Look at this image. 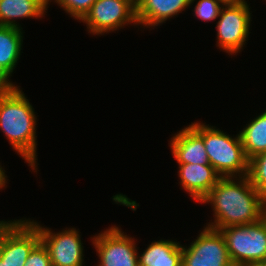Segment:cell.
<instances>
[{
	"mask_svg": "<svg viewBox=\"0 0 266 266\" xmlns=\"http://www.w3.org/2000/svg\"><path fill=\"white\" fill-rule=\"evenodd\" d=\"M200 203L211 204L214 221L206 227L215 230L253 224L266 217V198L252 185L248 175L221 177Z\"/></svg>",
	"mask_w": 266,
	"mask_h": 266,
	"instance_id": "cell-1",
	"label": "cell"
},
{
	"mask_svg": "<svg viewBox=\"0 0 266 266\" xmlns=\"http://www.w3.org/2000/svg\"><path fill=\"white\" fill-rule=\"evenodd\" d=\"M19 87L0 85V130L18 155L37 173V116Z\"/></svg>",
	"mask_w": 266,
	"mask_h": 266,
	"instance_id": "cell-2",
	"label": "cell"
},
{
	"mask_svg": "<svg viewBox=\"0 0 266 266\" xmlns=\"http://www.w3.org/2000/svg\"><path fill=\"white\" fill-rule=\"evenodd\" d=\"M189 125L203 138L209 163L221 177L248 175L249 160L244 153L240 134L233 138L202 122Z\"/></svg>",
	"mask_w": 266,
	"mask_h": 266,
	"instance_id": "cell-3",
	"label": "cell"
},
{
	"mask_svg": "<svg viewBox=\"0 0 266 266\" xmlns=\"http://www.w3.org/2000/svg\"><path fill=\"white\" fill-rule=\"evenodd\" d=\"M234 266L259 265L266 259V217L249 225L219 229Z\"/></svg>",
	"mask_w": 266,
	"mask_h": 266,
	"instance_id": "cell-4",
	"label": "cell"
},
{
	"mask_svg": "<svg viewBox=\"0 0 266 266\" xmlns=\"http://www.w3.org/2000/svg\"><path fill=\"white\" fill-rule=\"evenodd\" d=\"M24 219L0 221V259L7 265L24 266L41 241L38 228L30 219Z\"/></svg>",
	"mask_w": 266,
	"mask_h": 266,
	"instance_id": "cell-5",
	"label": "cell"
},
{
	"mask_svg": "<svg viewBox=\"0 0 266 266\" xmlns=\"http://www.w3.org/2000/svg\"><path fill=\"white\" fill-rule=\"evenodd\" d=\"M246 1L224 4L220 10L217 28V47L229 55L240 53L250 34L251 14Z\"/></svg>",
	"mask_w": 266,
	"mask_h": 266,
	"instance_id": "cell-6",
	"label": "cell"
},
{
	"mask_svg": "<svg viewBox=\"0 0 266 266\" xmlns=\"http://www.w3.org/2000/svg\"><path fill=\"white\" fill-rule=\"evenodd\" d=\"M80 22L92 35L109 34L131 23L138 26L136 7L127 0H96Z\"/></svg>",
	"mask_w": 266,
	"mask_h": 266,
	"instance_id": "cell-7",
	"label": "cell"
},
{
	"mask_svg": "<svg viewBox=\"0 0 266 266\" xmlns=\"http://www.w3.org/2000/svg\"><path fill=\"white\" fill-rule=\"evenodd\" d=\"M98 254L97 266H139L137 245L121 228H110L91 237Z\"/></svg>",
	"mask_w": 266,
	"mask_h": 266,
	"instance_id": "cell-8",
	"label": "cell"
},
{
	"mask_svg": "<svg viewBox=\"0 0 266 266\" xmlns=\"http://www.w3.org/2000/svg\"><path fill=\"white\" fill-rule=\"evenodd\" d=\"M187 247L182 246L181 266H234L219 230L204 227Z\"/></svg>",
	"mask_w": 266,
	"mask_h": 266,
	"instance_id": "cell-9",
	"label": "cell"
},
{
	"mask_svg": "<svg viewBox=\"0 0 266 266\" xmlns=\"http://www.w3.org/2000/svg\"><path fill=\"white\" fill-rule=\"evenodd\" d=\"M31 222L38 228L41 241L48 249L52 266H83L84 247L78 230L72 227L55 233L51 228H44L36 220Z\"/></svg>",
	"mask_w": 266,
	"mask_h": 266,
	"instance_id": "cell-10",
	"label": "cell"
},
{
	"mask_svg": "<svg viewBox=\"0 0 266 266\" xmlns=\"http://www.w3.org/2000/svg\"><path fill=\"white\" fill-rule=\"evenodd\" d=\"M178 165L179 183L190 197L199 203L221 178L211 164L188 163Z\"/></svg>",
	"mask_w": 266,
	"mask_h": 266,
	"instance_id": "cell-11",
	"label": "cell"
},
{
	"mask_svg": "<svg viewBox=\"0 0 266 266\" xmlns=\"http://www.w3.org/2000/svg\"><path fill=\"white\" fill-rule=\"evenodd\" d=\"M172 155L178 164H210L203 138L187 125L170 139Z\"/></svg>",
	"mask_w": 266,
	"mask_h": 266,
	"instance_id": "cell-12",
	"label": "cell"
},
{
	"mask_svg": "<svg viewBox=\"0 0 266 266\" xmlns=\"http://www.w3.org/2000/svg\"><path fill=\"white\" fill-rule=\"evenodd\" d=\"M190 5L191 0H140L136 7L138 26L143 25V28L160 26L171 17L188 9Z\"/></svg>",
	"mask_w": 266,
	"mask_h": 266,
	"instance_id": "cell-13",
	"label": "cell"
},
{
	"mask_svg": "<svg viewBox=\"0 0 266 266\" xmlns=\"http://www.w3.org/2000/svg\"><path fill=\"white\" fill-rule=\"evenodd\" d=\"M22 29L0 25V85H13L9 80L23 47Z\"/></svg>",
	"mask_w": 266,
	"mask_h": 266,
	"instance_id": "cell-14",
	"label": "cell"
},
{
	"mask_svg": "<svg viewBox=\"0 0 266 266\" xmlns=\"http://www.w3.org/2000/svg\"><path fill=\"white\" fill-rule=\"evenodd\" d=\"M48 7L41 0H0V25L23 29L16 20L41 19Z\"/></svg>",
	"mask_w": 266,
	"mask_h": 266,
	"instance_id": "cell-15",
	"label": "cell"
},
{
	"mask_svg": "<svg viewBox=\"0 0 266 266\" xmlns=\"http://www.w3.org/2000/svg\"><path fill=\"white\" fill-rule=\"evenodd\" d=\"M139 266H181L182 245L173 240L153 241L138 254Z\"/></svg>",
	"mask_w": 266,
	"mask_h": 266,
	"instance_id": "cell-16",
	"label": "cell"
},
{
	"mask_svg": "<svg viewBox=\"0 0 266 266\" xmlns=\"http://www.w3.org/2000/svg\"><path fill=\"white\" fill-rule=\"evenodd\" d=\"M248 160L266 152V110L239 131Z\"/></svg>",
	"mask_w": 266,
	"mask_h": 266,
	"instance_id": "cell-17",
	"label": "cell"
},
{
	"mask_svg": "<svg viewBox=\"0 0 266 266\" xmlns=\"http://www.w3.org/2000/svg\"><path fill=\"white\" fill-rule=\"evenodd\" d=\"M248 177L257 191L266 198V152L249 160Z\"/></svg>",
	"mask_w": 266,
	"mask_h": 266,
	"instance_id": "cell-18",
	"label": "cell"
},
{
	"mask_svg": "<svg viewBox=\"0 0 266 266\" xmlns=\"http://www.w3.org/2000/svg\"><path fill=\"white\" fill-rule=\"evenodd\" d=\"M194 1L191 0V5ZM223 5L221 0H198L193 14L202 21H215L219 17Z\"/></svg>",
	"mask_w": 266,
	"mask_h": 266,
	"instance_id": "cell-19",
	"label": "cell"
},
{
	"mask_svg": "<svg viewBox=\"0 0 266 266\" xmlns=\"http://www.w3.org/2000/svg\"><path fill=\"white\" fill-rule=\"evenodd\" d=\"M96 0H55L60 8L74 19L82 20Z\"/></svg>",
	"mask_w": 266,
	"mask_h": 266,
	"instance_id": "cell-20",
	"label": "cell"
},
{
	"mask_svg": "<svg viewBox=\"0 0 266 266\" xmlns=\"http://www.w3.org/2000/svg\"><path fill=\"white\" fill-rule=\"evenodd\" d=\"M24 266H52L48 249L42 241L32 249Z\"/></svg>",
	"mask_w": 266,
	"mask_h": 266,
	"instance_id": "cell-21",
	"label": "cell"
},
{
	"mask_svg": "<svg viewBox=\"0 0 266 266\" xmlns=\"http://www.w3.org/2000/svg\"><path fill=\"white\" fill-rule=\"evenodd\" d=\"M6 184H7V175L5 174L4 168L0 165V190L3 189V187H7Z\"/></svg>",
	"mask_w": 266,
	"mask_h": 266,
	"instance_id": "cell-22",
	"label": "cell"
},
{
	"mask_svg": "<svg viewBox=\"0 0 266 266\" xmlns=\"http://www.w3.org/2000/svg\"><path fill=\"white\" fill-rule=\"evenodd\" d=\"M224 4H228V3H240L243 2L245 0H221Z\"/></svg>",
	"mask_w": 266,
	"mask_h": 266,
	"instance_id": "cell-23",
	"label": "cell"
},
{
	"mask_svg": "<svg viewBox=\"0 0 266 266\" xmlns=\"http://www.w3.org/2000/svg\"><path fill=\"white\" fill-rule=\"evenodd\" d=\"M129 1L131 4H133L135 7H137L139 5L140 0H127Z\"/></svg>",
	"mask_w": 266,
	"mask_h": 266,
	"instance_id": "cell-24",
	"label": "cell"
},
{
	"mask_svg": "<svg viewBox=\"0 0 266 266\" xmlns=\"http://www.w3.org/2000/svg\"><path fill=\"white\" fill-rule=\"evenodd\" d=\"M43 3H45L47 6L50 2H52V0H41ZM55 1V0H54Z\"/></svg>",
	"mask_w": 266,
	"mask_h": 266,
	"instance_id": "cell-25",
	"label": "cell"
},
{
	"mask_svg": "<svg viewBox=\"0 0 266 266\" xmlns=\"http://www.w3.org/2000/svg\"><path fill=\"white\" fill-rule=\"evenodd\" d=\"M0 266H12V265H7V264H5L4 261H2V260L0 259Z\"/></svg>",
	"mask_w": 266,
	"mask_h": 266,
	"instance_id": "cell-26",
	"label": "cell"
},
{
	"mask_svg": "<svg viewBox=\"0 0 266 266\" xmlns=\"http://www.w3.org/2000/svg\"><path fill=\"white\" fill-rule=\"evenodd\" d=\"M259 265L260 266H266V259L264 261H262Z\"/></svg>",
	"mask_w": 266,
	"mask_h": 266,
	"instance_id": "cell-27",
	"label": "cell"
}]
</instances>
